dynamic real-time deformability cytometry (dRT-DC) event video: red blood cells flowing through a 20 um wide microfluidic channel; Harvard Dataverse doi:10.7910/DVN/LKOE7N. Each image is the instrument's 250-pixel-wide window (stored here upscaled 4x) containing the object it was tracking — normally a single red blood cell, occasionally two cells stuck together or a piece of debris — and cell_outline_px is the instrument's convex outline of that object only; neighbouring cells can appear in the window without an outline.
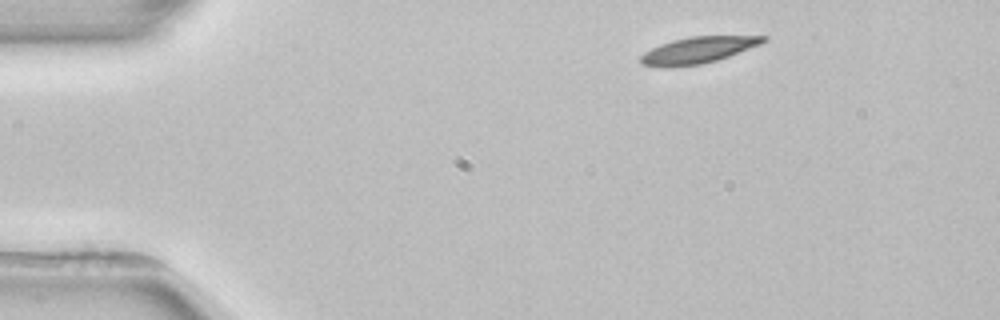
{"species": "common noctule bat (a hibernating species)", "species_latin": "Nyctalus noctula", "temperature_condition": "room temperature", "stored_images_in_passage": 5, "camera_frame_rate_fps": 3000, "um_per_image_px": 0.085, "animal": {"sex": "female", "body_mass_g": 22.7, "forearm_length_mm": 54.2}, "frame": {"image": 1, "passage_image": 1, "time_ms": 0.0, "image_size_px": [1000, 320], "cell_outline_px": [[768, 40], [760, 44], [728, 56], [716, 60], [700, 64], [640, 64], [640, 56], [644, 52], [660, 44], [672, 40], [688, 36], [768, 36]], "centroid_in_image_um": [59.4, 4.19], "position_along_channel_um": 25.6, "area_um2": 17.98}}
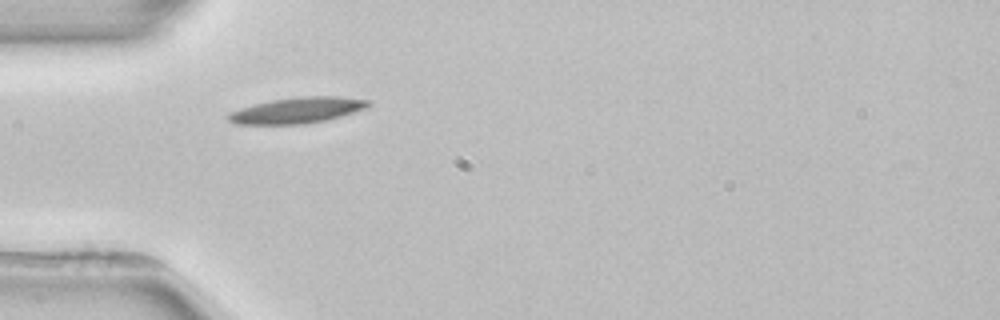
{"frame": {"image": 2, "passage_image": 3, "time_ms": 2.667, "image_size_px": [1000, 320], "cell_outline_px": [[372, 104], [364, 108], [340, 116], [324, 120], [304, 124], [236, 124], [228, 120], [224, 116], [228, 112], [240, 108], [272, 100], [296, 96], [340, 96], [372, 100]], "centroid_in_image_um": [25.24, 9.36], "position_along_channel_um": 59.8, "area_um2": 21.15}}